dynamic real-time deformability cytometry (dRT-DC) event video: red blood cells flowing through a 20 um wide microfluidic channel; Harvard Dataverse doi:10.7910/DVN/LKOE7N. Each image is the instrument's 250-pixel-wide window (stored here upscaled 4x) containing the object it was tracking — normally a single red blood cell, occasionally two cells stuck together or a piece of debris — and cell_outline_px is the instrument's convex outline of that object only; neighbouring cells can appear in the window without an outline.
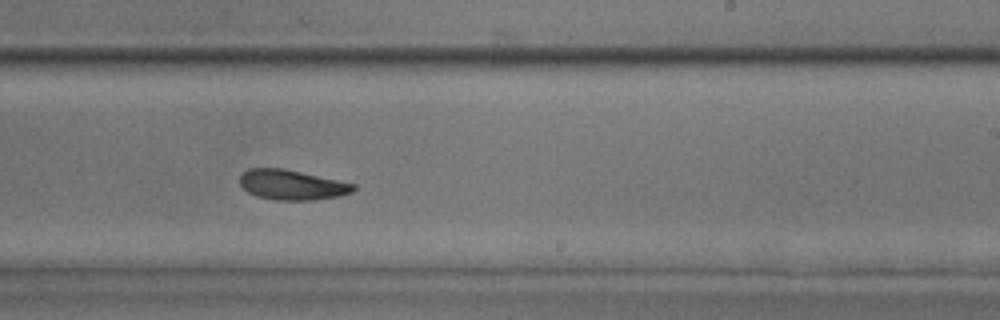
{"species": "common noctule bat (a hibernating species)", "species_latin": "Nyctalus noctula", "temperature_condition": "room temperature", "stored_images_in_passage": 27, "camera_frame_rate_fps": 3000, "um_per_image_px": 0.085, "animal": {"sex": "male", "body_mass_g": 17.9, "forearm_length_mm": 54.2}, "frame": {"image": 1, "passage_image": 18, "time_ms": 5.667, "image_size_px": [1000, 320], "cell_outline_px": [[356, 188], [352, 192], [340, 196], [312, 200], [276, 200], [256, 196], [248, 192], [240, 184], [240, 176], [248, 168], [280, 168], [300, 172], [356, 184]], "centroid_in_image_um": [24.81, 15.72], "position_along_channel_um": 264.2, "area_um2": 19.71}, "authors_computed_cell_mechanics": {"area_um2": 20.1722, "velocity_mm_per_s": 4.1032, "shape_relaxation_time_tau1_ms": 4.5654, "shape_relaxation_time_tau2_ms": 2.9314, "deformation_change_tau1": 0.1135, "deformation_change_tau2": 0.0858}}